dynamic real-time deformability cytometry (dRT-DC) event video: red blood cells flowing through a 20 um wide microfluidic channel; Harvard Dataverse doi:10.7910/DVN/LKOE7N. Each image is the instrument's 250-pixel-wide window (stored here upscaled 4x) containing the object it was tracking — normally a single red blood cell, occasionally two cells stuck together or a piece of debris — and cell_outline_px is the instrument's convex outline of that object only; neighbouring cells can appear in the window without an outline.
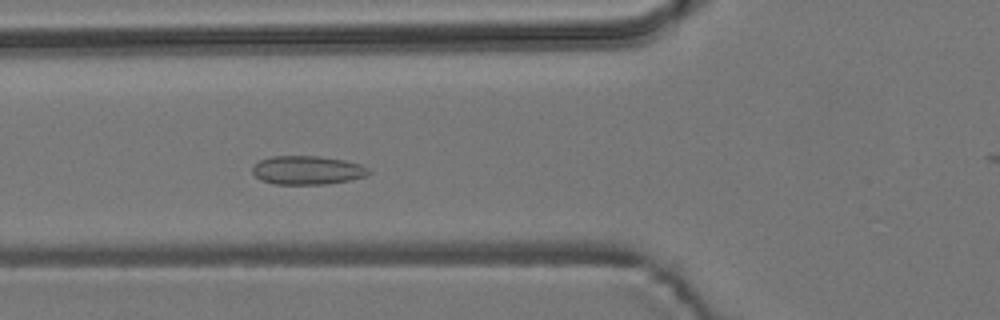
{"species": "common noctule bat (a hibernating species)", "species_latin": "Nyctalus noctula", "temperature_condition": "room temperature", "stored_images_in_passage": 53, "camera_frame_rate_fps": 3000, "um_per_image_px": 0.085, "animal": {"sex": "male", "body_mass_g": 19.2, "forearm_length_mm": 51.8}, "frame": {"image": 1, "passage_image": 17, "time_ms": 5.333, "image_size_px": [1000, 320], "cell_outline_px": [[372, 172], [364, 176], [348, 180], [328, 184], [276, 184], [260, 180], [252, 172], [252, 168], [260, 160], [272, 156], [320, 156], [344, 160], [360, 164], [368, 168]], "centroid_in_image_um": [26.12, 14.46], "position_along_channel_um": 99.7, "area_um2": 19.36}}
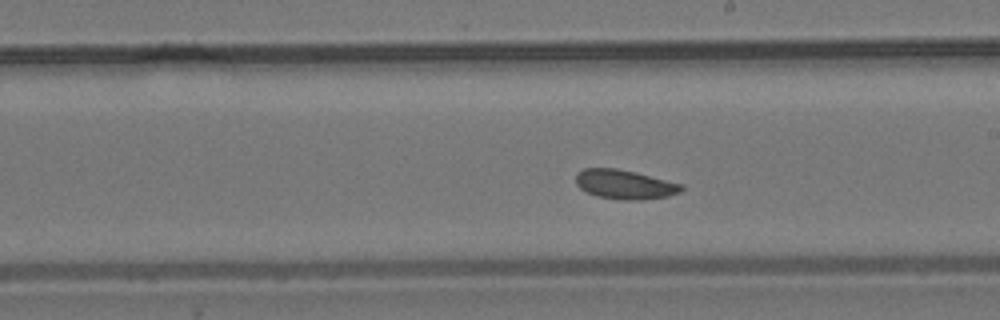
{"frame": {"image": 2, "passage_image": 28, "time_ms": 9.0, "image_size_px": [1000, 320], "cell_outline_px": [[684, 188], [680, 192], [668, 196], [640, 200], [624, 200], [596, 196], [580, 188], [576, 184], [576, 172], [584, 168], [616, 168], [636, 172], [684, 184]], "centroid_in_image_um": [53.11, 15.67], "position_along_channel_um": 235.9, "area_um2": 18.15}}
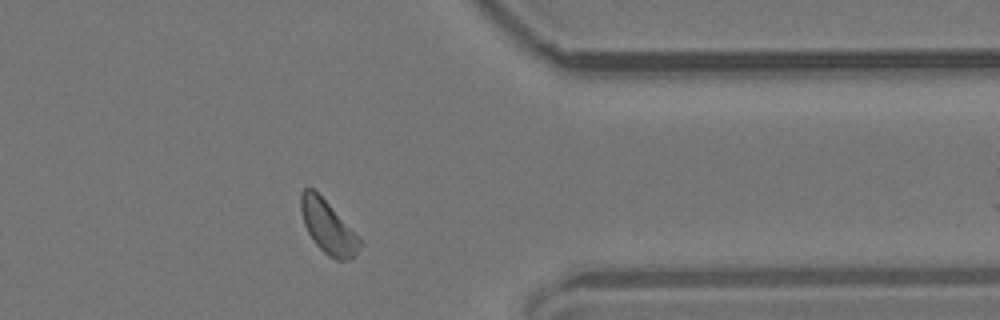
{"frame": {"image": 3, "passage_image": 41, "time_ms": 13.333, "image_size_px": [1000, 320], "cell_outline_px": [[364, 244], [352, 260], [336, 260], [328, 256], [316, 244], [308, 232], [304, 224], [300, 212], [300, 192], [304, 188], [312, 188], [364, 240]], "centroid_in_image_um": [27.92, 19.34], "position_along_channel_um": 383.5, "area_um2": 18.38}, "authors_computed_cell_mechanics": {"area_um2": 18.3804, "velocity_mm_per_s": 3.7175, "shape_relaxation_time_tau1_ms": 4.6238, "shape_relaxation_time_tau2_ms": 5.5401, "deformation_change_tau1": 0.0424, "deformation_change_tau2": 0.1158}}